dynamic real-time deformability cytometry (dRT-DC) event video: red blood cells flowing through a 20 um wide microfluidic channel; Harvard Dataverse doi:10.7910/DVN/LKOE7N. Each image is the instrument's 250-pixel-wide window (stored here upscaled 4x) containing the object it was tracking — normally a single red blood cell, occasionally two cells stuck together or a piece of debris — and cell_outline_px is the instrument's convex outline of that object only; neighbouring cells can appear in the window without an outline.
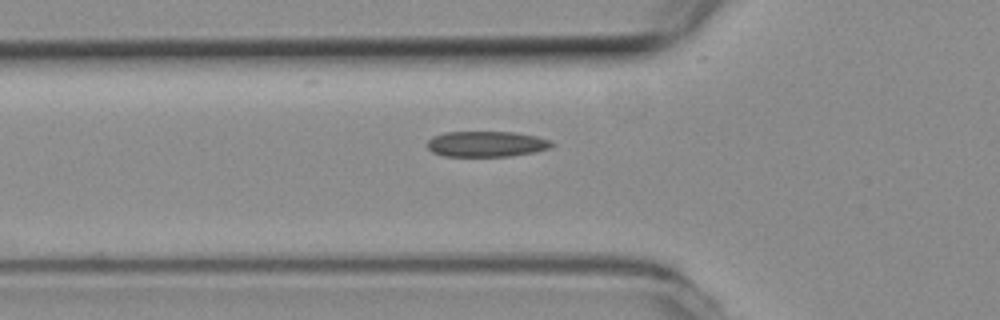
{"species": "common noctule bat (a hibernating species)", "species_latin": "Nyctalus noctula", "temperature_condition": "room temperature", "stored_images_in_passage": 3, "camera_frame_rate_fps": 3000, "um_per_image_px": 0.085, "animal": {"sex": "female", "body_mass_g": 19.3, "forearm_length_mm": 54.1}, "frame": {"image": 1, "passage_image": 3, "time_ms": 0.667, "image_size_px": [1000, 320], "cell_outline_px": [[556, 144], [548, 148], [532, 152], [512, 156], [444, 156], [432, 152], [428, 148], [428, 140], [432, 136], [444, 132], [516, 132], [536, 136], [548, 140]], "centroid_in_image_um": [41.32, 12.23], "position_along_channel_um": 84.5, "area_um2": 18.55}}